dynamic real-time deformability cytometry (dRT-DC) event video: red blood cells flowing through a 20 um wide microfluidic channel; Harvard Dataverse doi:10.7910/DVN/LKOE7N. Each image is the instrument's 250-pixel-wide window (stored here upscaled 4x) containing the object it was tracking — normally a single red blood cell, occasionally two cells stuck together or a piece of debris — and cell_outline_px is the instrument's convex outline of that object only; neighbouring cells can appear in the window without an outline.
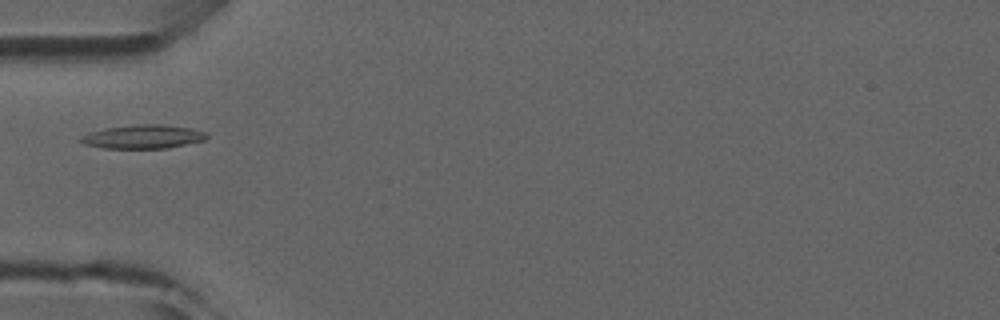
{"species": "common noctule bat (a hibernating species)", "species_latin": "Nyctalus noctula", "temperature_condition": "room temperature", "stored_images_in_passage": 6, "camera_frame_rate_fps": 3000, "um_per_image_px": 0.085, "animal": {"sex": "male", "forearm_length_mm": 52.5}, "frame": {"image": 1, "passage_image": 5, "time_ms": 4.667, "image_size_px": [1000, 320], "cell_outline_px": [[208, 136], [204, 140], [168, 148], [104, 148], [84, 144], [80, 140], [80, 136], [88, 132], [108, 128], [136, 124], [160, 124], [192, 128], [208, 132]], "centroid_in_image_um": [12.18, 11.61], "position_along_channel_um": 72.8, "area_um2": 17.4}}
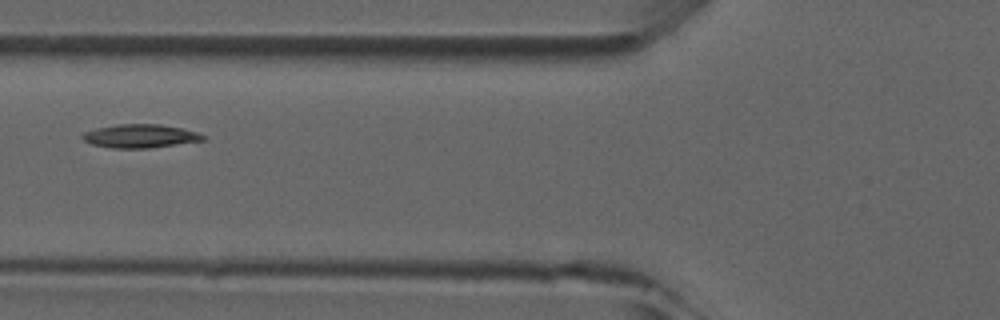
{"frame": {"image": 2, "passage_image": 6, "time_ms": 5.667, "image_size_px": [1000, 320], "cell_outline_px": [[204, 140], [148, 148], [112, 148], [92, 144], [84, 140], [80, 136], [84, 132], [96, 128], [116, 124], [160, 124], [184, 128], [196, 132], [204, 136]], "centroid_in_image_um": [11.88, 11.55], "position_along_channel_um": 113.9, "area_um2": 16.42}}